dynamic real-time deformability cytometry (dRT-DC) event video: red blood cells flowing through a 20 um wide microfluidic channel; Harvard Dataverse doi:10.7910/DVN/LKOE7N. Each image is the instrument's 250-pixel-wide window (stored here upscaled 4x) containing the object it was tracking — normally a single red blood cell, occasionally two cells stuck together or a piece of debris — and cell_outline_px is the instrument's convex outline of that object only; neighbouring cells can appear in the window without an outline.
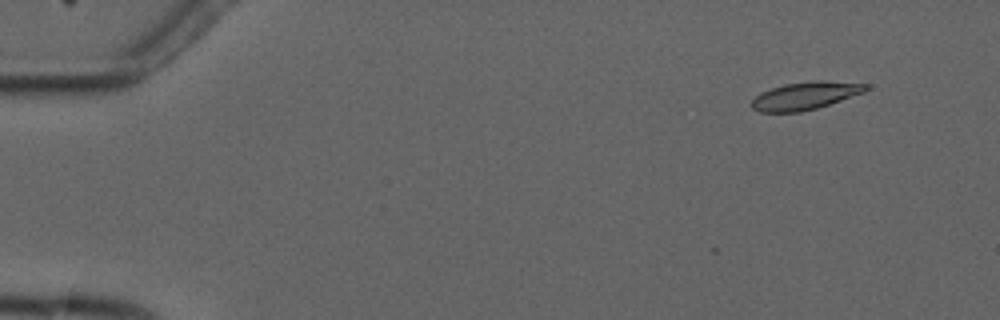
{"species": "common noctule bat (a hibernating species)", "species_latin": "Nyctalus noctula", "temperature_condition": "cold", "stored_images_in_passage": 3, "camera_frame_rate_fps": 3000, "um_per_image_px": 0.085, "animal": {"sex": "male", "forearm_length_mm": 52.5}, "frame": {"image": 1, "passage_image": 1, "time_ms": 0.0, "image_size_px": [1000, 320], "cell_outline_px": [[868, 88], [864, 92], [816, 108], [800, 112], [760, 112], [752, 108], [748, 104], [760, 92], [784, 84], [816, 80], [824, 80], [868, 84]], "centroid_in_image_um": [68.4, 8.13], "position_along_channel_um": 16.6, "area_um2": 18.38}}